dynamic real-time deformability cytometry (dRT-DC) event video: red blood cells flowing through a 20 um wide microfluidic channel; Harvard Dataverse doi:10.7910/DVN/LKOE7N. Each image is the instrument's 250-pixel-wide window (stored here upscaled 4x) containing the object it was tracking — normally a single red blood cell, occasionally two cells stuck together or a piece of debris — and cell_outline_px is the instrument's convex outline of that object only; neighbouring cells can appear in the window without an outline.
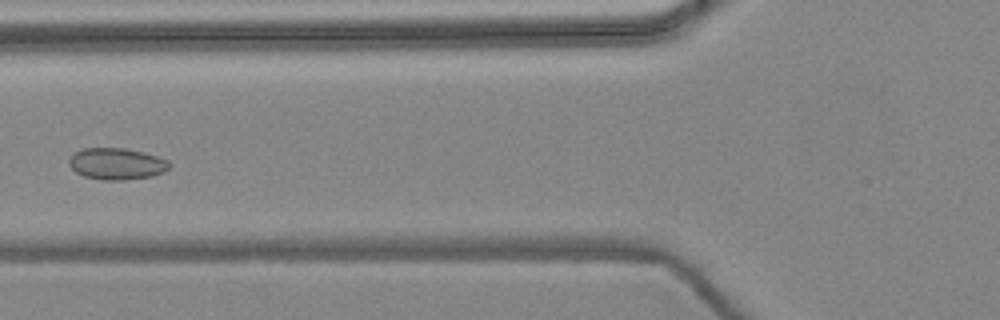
{"species": "common noctule bat (a hibernating species)", "species_latin": "Nyctalus noctula", "temperature_condition": "warm", "stored_images_in_passage": 9, "camera_frame_rate_fps": 3000, "um_per_image_px": 0.085, "animal": {"sex": "female", "body_mass_g": 24.6, "forearm_length_mm": 56.2}, "frame": {"image": 1, "passage_image": 6, "time_ms": 1.667, "image_size_px": [1000, 320], "cell_outline_px": [[172, 164], [164, 172], [152, 176], [124, 180], [104, 180], [84, 176], [76, 172], [68, 164], [68, 160], [72, 152], [80, 148], [124, 148], [144, 152], [168, 160]], "centroid_in_image_um": [9.89, 13.91], "position_along_channel_um": 115.9, "area_um2": 18.67}}
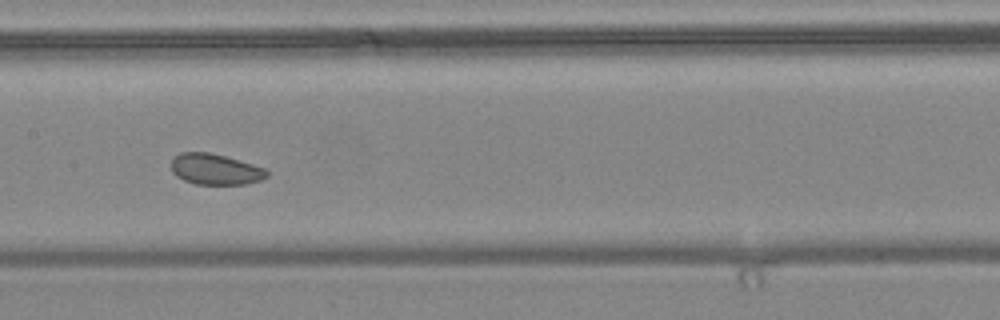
{"frame": {"image": 2, "passage_image": 8, "time_ms": 2.333, "image_size_px": [1000, 320], "cell_outline_px": [[268, 176], [260, 180], [244, 184], [196, 184], [184, 180], [176, 176], [172, 172], [172, 156], [180, 152], [208, 152], [224, 156], [252, 164], [264, 168], [268, 172]], "centroid_in_image_um": [18.26, 14.38], "position_along_channel_um": 189.1, "area_um2": 17.11}}
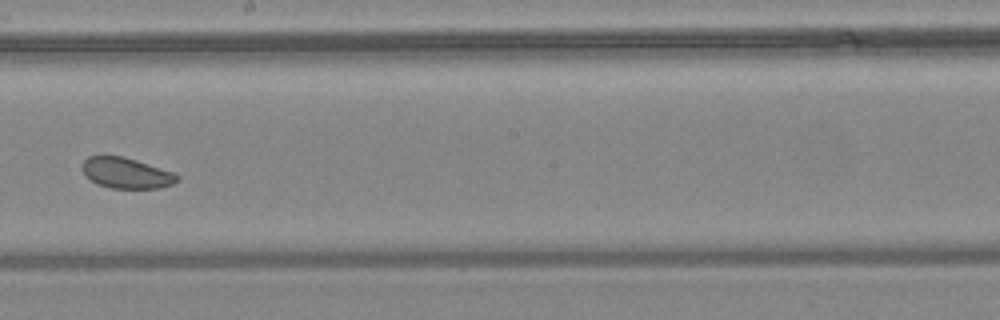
{"frame": {"image": 3, "passage_image": 9, "time_ms": 2.667, "image_size_px": [1000, 320], "cell_outline_px": [[180, 180], [172, 184], [160, 188], [112, 188], [96, 184], [84, 176], [80, 168], [84, 160], [88, 156], [124, 156], [172, 172], [180, 176]], "centroid_in_image_um": [10.69, 14.71], "position_along_channel_um": 237.5, "area_um2": 17.11}}